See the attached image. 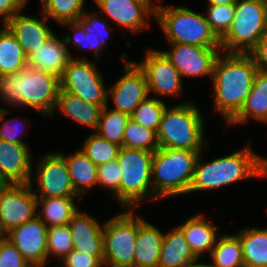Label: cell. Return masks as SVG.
Returning a JSON list of instances; mask_svg holds the SVG:
<instances>
[{
  "mask_svg": "<svg viewBox=\"0 0 267 267\" xmlns=\"http://www.w3.org/2000/svg\"><path fill=\"white\" fill-rule=\"evenodd\" d=\"M41 14L42 20L24 15L20 11L5 24L22 45L27 58L54 34L46 23L48 18L42 12Z\"/></svg>",
  "mask_w": 267,
  "mask_h": 267,
  "instance_id": "19",
  "label": "cell"
},
{
  "mask_svg": "<svg viewBox=\"0 0 267 267\" xmlns=\"http://www.w3.org/2000/svg\"><path fill=\"white\" fill-rule=\"evenodd\" d=\"M200 153L189 193L213 190L254 176H267V159L255 154L247 146L224 157L202 162Z\"/></svg>",
  "mask_w": 267,
  "mask_h": 267,
  "instance_id": "3",
  "label": "cell"
},
{
  "mask_svg": "<svg viewBox=\"0 0 267 267\" xmlns=\"http://www.w3.org/2000/svg\"><path fill=\"white\" fill-rule=\"evenodd\" d=\"M190 267H216L213 264H206V263H197V261H195Z\"/></svg>",
  "mask_w": 267,
  "mask_h": 267,
  "instance_id": "51",
  "label": "cell"
},
{
  "mask_svg": "<svg viewBox=\"0 0 267 267\" xmlns=\"http://www.w3.org/2000/svg\"><path fill=\"white\" fill-rule=\"evenodd\" d=\"M164 235L156 226L138 217L133 267H158Z\"/></svg>",
  "mask_w": 267,
  "mask_h": 267,
  "instance_id": "22",
  "label": "cell"
},
{
  "mask_svg": "<svg viewBox=\"0 0 267 267\" xmlns=\"http://www.w3.org/2000/svg\"><path fill=\"white\" fill-rule=\"evenodd\" d=\"M60 89L95 105H108V90L94 63L71 58L60 78Z\"/></svg>",
  "mask_w": 267,
  "mask_h": 267,
  "instance_id": "10",
  "label": "cell"
},
{
  "mask_svg": "<svg viewBox=\"0 0 267 267\" xmlns=\"http://www.w3.org/2000/svg\"><path fill=\"white\" fill-rule=\"evenodd\" d=\"M166 107L162 100L147 97L130 114V119L157 133Z\"/></svg>",
  "mask_w": 267,
  "mask_h": 267,
  "instance_id": "36",
  "label": "cell"
},
{
  "mask_svg": "<svg viewBox=\"0 0 267 267\" xmlns=\"http://www.w3.org/2000/svg\"><path fill=\"white\" fill-rule=\"evenodd\" d=\"M99 8L114 22L133 33L149 27L144 18L155 13L143 2L136 0H94Z\"/></svg>",
  "mask_w": 267,
  "mask_h": 267,
  "instance_id": "20",
  "label": "cell"
},
{
  "mask_svg": "<svg viewBox=\"0 0 267 267\" xmlns=\"http://www.w3.org/2000/svg\"><path fill=\"white\" fill-rule=\"evenodd\" d=\"M29 184H11L0 194V222L7 233L37 216V198Z\"/></svg>",
  "mask_w": 267,
  "mask_h": 267,
  "instance_id": "12",
  "label": "cell"
},
{
  "mask_svg": "<svg viewBox=\"0 0 267 267\" xmlns=\"http://www.w3.org/2000/svg\"><path fill=\"white\" fill-rule=\"evenodd\" d=\"M28 66L22 45L4 25L0 30V77L18 73Z\"/></svg>",
  "mask_w": 267,
  "mask_h": 267,
  "instance_id": "29",
  "label": "cell"
},
{
  "mask_svg": "<svg viewBox=\"0 0 267 267\" xmlns=\"http://www.w3.org/2000/svg\"><path fill=\"white\" fill-rule=\"evenodd\" d=\"M47 228L39 217L35 216L7 233V239L32 267H45L48 259Z\"/></svg>",
  "mask_w": 267,
  "mask_h": 267,
  "instance_id": "15",
  "label": "cell"
},
{
  "mask_svg": "<svg viewBox=\"0 0 267 267\" xmlns=\"http://www.w3.org/2000/svg\"><path fill=\"white\" fill-rule=\"evenodd\" d=\"M64 267H101L103 262L96 256H91L73 249L62 260Z\"/></svg>",
  "mask_w": 267,
  "mask_h": 267,
  "instance_id": "43",
  "label": "cell"
},
{
  "mask_svg": "<svg viewBox=\"0 0 267 267\" xmlns=\"http://www.w3.org/2000/svg\"><path fill=\"white\" fill-rule=\"evenodd\" d=\"M136 64L145 73L148 93L180 96L182 77L162 50H147L145 59Z\"/></svg>",
  "mask_w": 267,
  "mask_h": 267,
  "instance_id": "13",
  "label": "cell"
},
{
  "mask_svg": "<svg viewBox=\"0 0 267 267\" xmlns=\"http://www.w3.org/2000/svg\"><path fill=\"white\" fill-rule=\"evenodd\" d=\"M171 51L162 52L183 76L210 75L212 78L214 65L220 55L221 47H203L188 44L169 43ZM219 49V50H218Z\"/></svg>",
  "mask_w": 267,
  "mask_h": 267,
  "instance_id": "14",
  "label": "cell"
},
{
  "mask_svg": "<svg viewBox=\"0 0 267 267\" xmlns=\"http://www.w3.org/2000/svg\"><path fill=\"white\" fill-rule=\"evenodd\" d=\"M257 71L250 54L221 52L217 57L211 80L215 91L214 109L225 117L227 124L244 105Z\"/></svg>",
  "mask_w": 267,
  "mask_h": 267,
  "instance_id": "1",
  "label": "cell"
},
{
  "mask_svg": "<svg viewBox=\"0 0 267 267\" xmlns=\"http://www.w3.org/2000/svg\"><path fill=\"white\" fill-rule=\"evenodd\" d=\"M129 119V114L114 109L108 110L106 105L102 109L95 133L122 147L124 130Z\"/></svg>",
  "mask_w": 267,
  "mask_h": 267,
  "instance_id": "32",
  "label": "cell"
},
{
  "mask_svg": "<svg viewBox=\"0 0 267 267\" xmlns=\"http://www.w3.org/2000/svg\"><path fill=\"white\" fill-rule=\"evenodd\" d=\"M124 71L125 75L108 90V97L114 102V110L130 115L149 93L145 73L136 62L126 61Z\"/></svg>",
  "mask_w": 267,
  "mask_h": 267,
  "instance_id": "16",
  "label": "cell"
},
{
  "mask_svg": "<svg viewBox=\"0 0 267 267\" xmlns=\"http://www.w3.org/2000/svg\"><path fill=\"white\" fill-rule=\"evenodd\" d=\"M8 113V110L0 107V121L4 120L5 115Z\"/></svg>",
  "mask_w": 267,
  "mask_h": 267,
  "instance_id": "52",
  "label": "cell"
},
{
  "mask_svg": "<svg viewBox=\"0 0 267 267\" xmlns=\"http://www.w3.org/2000/svg\"><path fill=\"white\" fill-rule=\"evenodd\" d=\"M239 232L245 267H267V228Z\"/></svg>",
  "mask_w": 267,
  "mask_h": 267,
  "instance_id": "30",
  "label": "cell"
},
{
  "mask_svg": "<svg viewBox=\"0 0 267 267\" xmlns=\"http://www.w3.org/2000/svg\"><path fill=\"white\" fill-rule=\"evenodd\" d=\"M136 1H138V2H143L146 6H148L154 13H156L159 9H160V7L162 6V5H158V4H152L151 2V0H136Z\"/></svg>",
  "mask_w": 267,
  "mask_h": 267,
  "instance_id": "48",
  "label": "cell"
},
{
  "mask_svg": "<svg viewBox=\"0 0 267 267\" xmlns=\"http://www.w3.org/2000/svg\"><path fill=\"white\" fill-rule=\"evenodd\" d=\"M120 180L121 170L118 160L111 161L107 164L98 165V184L110 188L113 197L120 202Z\"/></svg>",
  "mask_w": 267,
  "mask_h": 267,
  "instance_id": "40",
  "label": "cell"
},
{
  "mask_svg": "<svg viewBox=\"0 0 267 267\" xmlns=\"http://www.w3.org/2000/svg\"><path fill=\"white\" fill-rule=\"evenodd\" d=\"M192 102L166 107L157 131L160 148L203 151L204 120Z\"/></svg>",
  "mask_w": 267,
  "mask_h": 267,
  "instance_id": "5",
  "label": "cell"
},
{
  "mask_svg": "<svg viewBox=\"0 0 267 267\" xmlns=\"http://www.w3.org/2000/svg\"><path fill=\"white\" fill-rule=\"evenodd\" d=\"M235 16V4L209 5L206 21L221 40L230 30Z\"/></svg>",
  "mask_w": 267,
  "mask_h": 267,
  "instance_id": "37",
  "label": "cell"
},
{
  "mask_svg": "<svg viewBox=\"0 0 267 267\" xmlns=\"http://www.w3.org/2000/svg\"><path fill=\"white\" fill-rule=\"evenodd\" d=\"M210 257L216 267H245L242 245L236 234L219 235Z\"/></svg>",
  "mask_w": 267,
  "mask_h": 267,
  "instance_id": "31",
  "label": "cell"
},
{
  "mask_svg": "<svg viewBox=\"0 0 267 267\" xmlns=\"http://www.w3.org/2000/svg\"><path fill=\"white\" fill-rule=\"evenodd\" d=\"M60 90V78L26 66L18 73L0 77V99L17 107L28 106L52 116Z\"/></svg>",
  "mask_w": 267,
  "mask_h": 267,
  "instance_id": "2",
  "label": "cell"
},
{
  "mask_svg": "<svg viewBox=\"0 0 267 267\" xmlns=\"http://www.w3.org/2000/svg\"><path fill=\"white\" fill-rule=\"evenodd\" d=\"M61 25L70 26V30L74 32L73 40L71 39L70 35L65 34L63 36L65 45L68 46L69 44H74L77 48H83L84 46H88L89 49L94 51L95 58L99 57V55L104 51L102 48L99 39L94 35V33H86L82 26L78 22H67ZM101 51V53H100Z\"/></svg>",
  "mask_w": 267,
  "mask_h": 267,
  "instance_id": "39",
  "label": "cell"
},
{
  "mask_svg": "<svg viewBox=\"0 0 267 267\" xmlns=\"http://www.w3.org/2000/svg\"><path fill=\"white\" fill-rule=\"evenodd\" d=\"M15 119H13L14 122ZM12 119L3 122L0 128V139L8 142H13L17 144H26L24 141L20 140L19 136L22 134L19 131L18 125L14 126L11 123ZM16 125V124H15ZM20 127V126H19Z\"/></svg>",
  "mask_w": 267,
  "mask_h": 267,
  "instance_id": "46",
  "label": "cell"
},
{
  "mask_svg": "<svg viewBox=\"0 0 267 267\" xmlns=\"http://www.w3.org/2000/svg\"><path fill=\"white\" fill-rule=\"evenodd\" d=\"M100 18H99V17ZM103 17V13L98 15V13L96 11H94L92 14H88V12H85L78 20L77 22L82 26V28L84 29V31L86 33H94V35L97 37V39H99V42L102 46V48L104 49V47H107L105 42H107L106 40H108L110 37L109 33V25L105 22H103L102 20ZM102 33H106L105 35V39L102 40L101 38L104 36H102Z\"/></svg>",
  "mask_w": 267,
  "mask_h": 267,
  "instance_id": "41",
  "label": "cell"
},
{
  "mask_svg": "<svg viewBox=\"0 0 267 267\" xmlns=\"http://www.w3.org/2000/svg\"><path fill=\"white\" fill-rule=\"evenodd\" d=\"M0 267H32L9 239L0 242Z\"/></svg>",
  "mask_w": 267,
  "mask_h": 267,
  "instance_id": "42",
  "label": "cell"
},
{
  "mask_svg": "<svg viewBox=\"0 0 267 267\" xmlns=\"http://www.w3.org/2000/svg\"><path fill=\"white\" fill-rule=\"evenodd\" d=\"M31 152L27 144H17L0 139V175L11 184L32 182Z\"/></svg>",
  "mask_w": 267,
  "mask_h": 267,
  "instance_id": "17",
  "label": "cell"
},
{
  "mask_svg": "<svg viewBox=\"0 0 267 267\" xmlns=\"http://www.w3.org/2000/svg\"><path fill=\"white\" fill-rule=\"evenodd\" d=\"M73 250V241L68 225L47 228V254L55 255L61 261Z\"/></svg>",
  "mask_w": 267,
  "mask_h": 267,
  "instance_id": "38",
  "label": "cell"
},
{
  "mask_svg": "<svg viewBox=\"0 0 267 267\" xmlns=\"http://www.w3.org/2000/svg\"><path fill=\"white\" fill-rule=\"evenodd\" d=\"M267 32V0H238L230 30L221 39L225 53L249 54Z\"/></svg>",
  "mask_w": 267,
  "mask_h": 267,
  "instance_id": "8",
  "label": "cell"
},
{
  "mask_svg": "<svg viewBox=\"0 0 267 267\" xmlns=\"http://www.w3.org/2000/svg\"><path fill=\"white\" fill-rule=\"evenodd\" d=\"M69 171V176L75 192L82 196L98 184V166L95 165L81 150L64 156ZM87 189V190H86Z\"/></svg>",
  "mask_w": 267,
  "mask_h": 267,
  "instance_id": "27",
  "label": "cell"
},
{
  "mask_svg": "<svg viewBox=\"0 0 267 267\" xmlns=\"http://www.w3.org/2000/svg\"><path fill=\"white\" fill-rule=\"evenodd\" d=\"M27 0H0V17L5 25L16 13L26 5Z\"/></svg>",
  "mask_w": 267,
  "mask_h": 267,
  "instance_id": "45",
  "label": "cell"
},
{
  "mask_svg": "<svg viewBox=\"0 0 267 267\" xmlns=\"http://www.w3.org/2000/svg\"><path fill=\"white\" fill-rule=\"evenodd\" d=\"M202 151L158 148L152 160L154 200L189 193Z\"/></svg>",
  "mask_w": 267,
  "mask_h": 267,
  "instance_id": "4",
  "label": "cell"
},
{
  "mask_svg": "<svg viewBox=\"0 0 267 267\" xmlns=\"http://www.w3.org/2000/svg\"><path fill=\"white\" fill-rule=\"evenodd\" d=\"M123 147L155 152L159 148L157 133L129 119L124 130Z\"/></svg>",
  "mask_w": 267,
  "mask_h": 267,
  "instance_id": "35",
  "label": "cell"
},
{
  "mask_svg": "<svg viewBox=\"0 0 267 267\" xmlns=\"http://www.w3.org/2000/svg\"><path fill=\"white\" fill-rule=\"evenodd\" d=\"M85 0H41L42 13L49 19L53 18L60 25L77 22L86 12L83 10Z\"/></svg>",
  "mask_w": 267,
  "mask_h": 267,
  "instance_id": "33",
  "label": "cell"
},
{
  "mask_svg": "<svg viewBox=\"0 0 267 267\" xmlns=\"http://www.w3.org/2000/svg\"><path fill=\"white\" fill-rule=\"evenodd\" d=\"M56 108L59 109L64 116L77 121L80 125L82 124L86 127H90L95 131L98 127L103 106L86 102L82 98L60 89Z\"/></svg>",
  "mask_w": 267,
  "mask_h": 267,
  "instance_id": "25",
  "label": "cell"
},
{
  "mask_svg": "<svg viewBox=\"0 0 267 267\" xmlns=\"http://www.w3.org/2000/svg\"><path fill=\"white\" fill-rule=\"evenodd\" d=\"M103 226V264L109 267H133L138 234V217H135L133 209H126V212L110 218Z\"/></svg>",
  "mask_w": 267,
  "mask_h": 267,
  "instance_id": "9",
  "label": "cell"
},
{
  "mask_svg": "<svg viewBox=\"0 0 267 267\" xmlns=\"http://www.w3.org/2000/svg\"><path fill=\"white\" fill-rule=\"evenodd\" d=\"M9 186L5 179L0 175V194Z\"/></svg>",
  "mask_w": 267,
  "mask_h": 267,
  "instance_id": "49",
  "label": "cell"
},
{
  "mask_svg": "<svg viewBox=\"0 0 267 267\" xmlns=\"http://www.w3.org/2000/svg\"><path fill=\"white\" fill-rule=\"evenodd\" d=\"M121 146L92 133L80 149L95 165L107 164L118 158Z\"/></svg>",
  "mask_w": 267,
  "mask_h": 267,
  "instance_id": "34",
  "label": "cell"
},
{
  "mask_svg": "<svg viewBox=\"0 0 267 267\" xmlns=\"http://www.w3.org/2000/svg\"><path fill=\"white\" fill-rule=\"evenodd\" d=\"M198 258L186 242L179 227L165 233L159 255L158 267H190Z\"/></svg>",
  "mask_w": 267,
  "mask_h": 267,
  "instance_id": "24",
  "label": "cell"
},
{
  "mask_svg": "<svg viewBox=\"0 0 267 267\" xmlns=\"http://www.w3.org/2000/svg\"><path fill=\"white\" fill-rule=\"evenodd\" d=\"M249 54L252 56L258 71L267 73V32Z\"/></svg>",
  "mask_w": 267,
  "mask_h": 267,
  "instance_id": "44",
  "label": "cell"
},
{
  "mask_svg": "<svg viewBox=\"0 0 267 267\" xmlns=\"http://www.w3.org/2000/svg\"><path fill=\"white\" fill-rule=\"evenodd\" d=\"M7 239V231L2 227L0 222V242Z\"/></svg>",
  "mask_w": 267,
  "mask_h": 267,
  "instance_id": "50",
  "label": "cell"
},
{
  "mask_svg": "<svg viewBox=\"0 0 267 267\" xmlns=\"http://www.w3.org/2000/svg\"><path fill=\"white\" fill-rule=\"evenodd\" d=\"M36 198L80 197L72 185L64 155L50 153L41 157L37 165Z\"/></svg>",
  "mask_w": 267,
  "mask_h": 267,
  "instance_id": "11",
  "label": "cell"
},
{
  "mask_svg": "<svg viewBox=\"0 0 267 267\" xmlns=\"http://www.w3.org/2000/svg\"><path fill=\"white\" fill-rule=\"evenodd\" d=\"M249 117L267 124V73L256 72L250 94L244 105L227 125L246 123Z\"/></svg>",
  "mask_w": 267,
  "mask_h": 267,
  "instance_id": "26",
  "label": "cell"
},
{
  "mask_svg": "<svg viewBox=\"0 0 267 267\" xmlns=\"http://www.w3.org/2000/svg\"><path fill=\"white\" fill-rule=\"evenodd\" d=\"M73 249L104 262L103 227L87 213L77 211L68 223Z\"/></svg>",
  "mask_w": 267,
  "mask_h": 267,
  "instance_id": "18",
  "label": "cell"
},
{
  "mask_svg": "<svg viewBox=\"0 0 267 267\" xmlns=\"http://www.w3.org/2000/svg\"><path fill=\"white\" fill-rule=\"evenodd\" d=\"M154 152L121 147L118 165L121 170L120 204L131 210L144 200H154L152 160Z\"/></svg>",
  "mask_w": 267,
  "mask_h": 267,
  "instance_id": "7",
  "label": "cell"
},
{
  "mask_svg": "<svg viewBox=\"0 0 267 267\" xmlns=\"http://www.w3.org/2000/svg\"><path fill=\"white\" fill-rule=\"evenodd\" d=\"M77 197L37 198V216L47 226L68 225L72 216L78 211L74 202Z\"/></svg>",
  "mask_w": 267,
  "mask_h": 267,
  "instance_id": "28",
  "label": "cell"
},
{
  "mask_svg": "<svg viewBox=\"0 0 267 267\" xmlns=\"http://www.w3.org/2000/svg\"><path fill=\"white\" fill-rule=\"evenodd\" d=\"M68 50L64 38L58 39L53 34L43 46L37 48L28 57V66L61 78L65 67L72 58V54Z\"/></svg>",
  "mask_w": 267,
  "mask_h": 267,
  "instance_id": "21",
  "label": "cell"
},
{
  "mask_svg": "<svg viewBox=\"0 0 267 267\" xmlns=\"http://www.w3.org/2000/svg\"><path fill=\"white\" fill-rule=\"evenodd\" d=\"M238 0H207L208 5L235 4Z\"/></svg>",
  "mask_w": 267,
  "mask_h": 267,
  "instance_id": "47",
  "label": "cell"
},
{
  "mask_svg": "<svg viewBox=\"0 0 267 267\" xmlns=\"http://www.w3.org/2000/svg\"><path fill=\"white\" fill-rule=\"evenodd\" d=\"M203 214H196L188 218L185 223L179 226L185 235L186 242L190 246L194 255L199 259L203 257V252L211 254L212 248L217 241L218 226H214L213 222L205 221Z\"/></svg>",
  "mask_w": 267,
  "mask_h": 267,
  "instance_id": "23",
  "label": "cell"
},
{
  "mask_svg": "<svg viewBox=\"0 0 267 267\" xmlns=\"http://www.w3.org/2000/svg\"><path fill=\"white\" fill-rule=\"evenodd\" d=\"M154 18L159 23L168 43L221 47V40L210 28L206 17L188 7L162 5Z\"/></svg>",
  "mask_w": 267,
  "mask_h": 267,
  "instance_id": "6",
  "label": "cell"
}]
</instances>
